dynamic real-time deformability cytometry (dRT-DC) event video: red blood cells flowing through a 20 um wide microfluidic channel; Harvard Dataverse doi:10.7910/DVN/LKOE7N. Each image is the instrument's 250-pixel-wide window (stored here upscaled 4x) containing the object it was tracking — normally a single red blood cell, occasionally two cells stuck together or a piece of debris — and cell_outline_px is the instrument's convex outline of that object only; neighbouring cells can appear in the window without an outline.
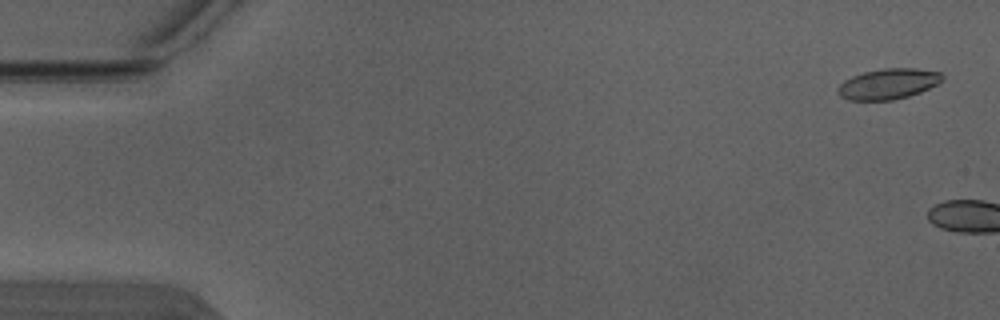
{"species": "Egyptian fruit bat (a non-hibernating species)", "species_latin": "Rousettus aegyptiacus", "temperature_condition": "warm", "stored_images_in_passage": 5, "camera_frame_rate_fps": 3000, "um_per_image_px": 0.085, "animal": {"sex": "male"}, "frame": {"image": 1, "passage_image": 1, "time_ms": 0.0, "image_size_px": [1000, 320], "cell_outline_px": [[944, 80], [920, 92], [908, 96], [892, 100], [848, 100], [840, 96], [836, 92], [840, 84], [844, 80], [852, 76], [864, 72], [884, 68], [916, 68], [940, 72], [944, 76]], "centroid_in_image_um": [75.49, 7.13], "position_along_channel_um": 9.5, "area_um2": 18.61}}
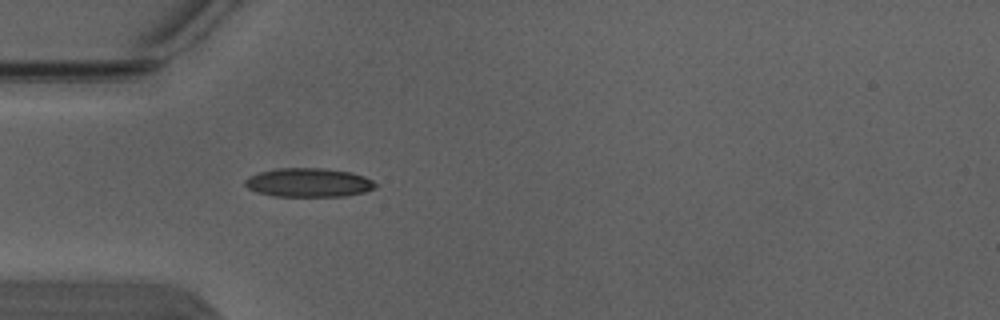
{"frame": {"image": 2, "passage_image": 5, "time_ms": 1.333, "image_size_px": [1000, 320], "cell_outline_px": [[380, 184], [376, 188], [364, 192], [344, 196], [272, 196], [256, 192], [248, 188], [244, 184], [244, 180], [248, 176], [260, 172], [276, 168], [324, 168], [352, 172], [364, 176]], "centroid_in_image_um": [26.25, 15.51], "position_along_channel_um": 58.8, "area_um2": 22.2}}